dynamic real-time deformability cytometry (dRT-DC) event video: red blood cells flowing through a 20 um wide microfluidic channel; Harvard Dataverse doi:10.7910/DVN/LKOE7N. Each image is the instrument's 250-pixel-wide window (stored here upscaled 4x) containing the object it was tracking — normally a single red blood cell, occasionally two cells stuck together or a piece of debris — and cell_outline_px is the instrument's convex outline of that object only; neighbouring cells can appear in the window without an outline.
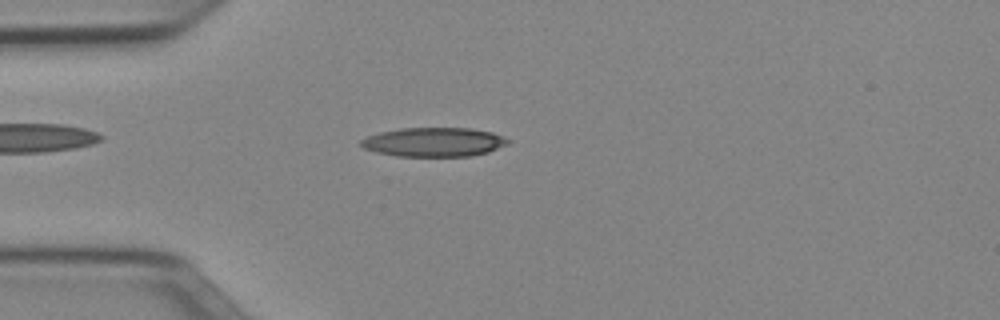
{"species": "Egyptian fruit bat (a non-hibernating species)", "species_latin": "Rousettus aegyptiacus", "temperature_condition": "cold", "stored_images_in_passage": 50, "camera_frame_rate_fps": 3000, "um_per_image_px": 0.085, "animal": {"sex": "female"}, "frame": {"image": 1, "passage_image": 13, "time_ms": 4.0, "image_size_px": [1000, 320], "cell_outline_px": [[512, 140], [508, 144], [488, 152], [472, 156], [396, 156], [376, 152], [364, 148], [360, 144], [360, 140], [368, 136], [380, 132], [400, 128], [472, 128], [492, 132]], "centroid_in_image_um": [36.9, 12.07], "position_along_channel_um": 48.1, "area_um2": 25.03}}
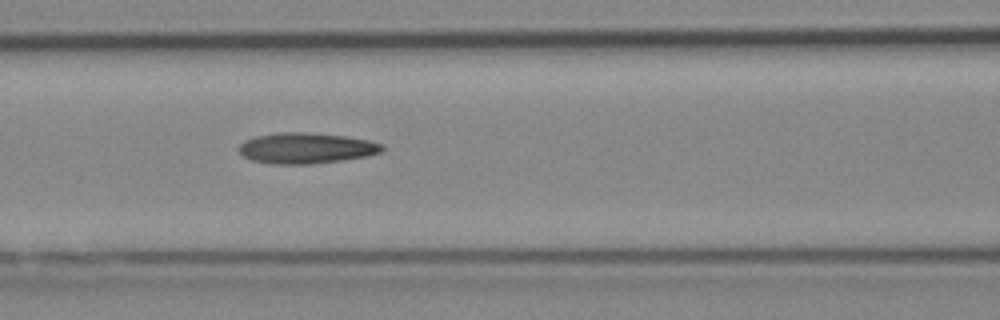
{"frame": {"image": 2, "passage_image": 21, "time_ms": 6.667, "image_size_px": [1000, 320], "cell_outline_px": [[384, 148], [380, 152], [368, 156], [344, 160], [312, 164], [272, 164], [252, 160], [244, 156], [236, 148], [244, 140], [256, 136], [280, 132], [304, 132], [344, 136], [368, 140], [384, 144]], "centroid_in_image_um": [26.02, 12.59], "position_along_channel_um": 140.6, "area_um2": 25.78}}
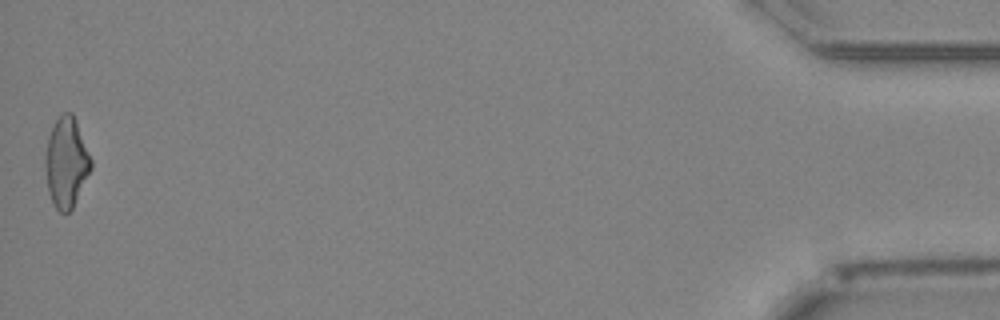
{"frame": {"image": 3, "passage_image": 50, "time_ms": 16.333, "image_size_px": [1000, 320], "cell_outline_px": [[92, 168], [72, 208], [68, 212], [60, 212], [56, 208], [48, 192], [44, 164], [44, 156], [48, 136], [60, 112], [72, 112], [76, 120], [92, 160]], "centroid_in_image_um": [5.62, 13.77], "position_along_channel_um": 429.6, "area_um2": 24.04}, "authors_computed_cell_mechanics": {"area_um2": 24.1026, "velocity_mm_per_s": 3.974, "shape_relaxation_time_tau1_ms": null, "shape_relaxation_time_tau2_ms": 2.9512, "deformation_change_tau1": null, "deformation_change_tau2": 0.1293}}